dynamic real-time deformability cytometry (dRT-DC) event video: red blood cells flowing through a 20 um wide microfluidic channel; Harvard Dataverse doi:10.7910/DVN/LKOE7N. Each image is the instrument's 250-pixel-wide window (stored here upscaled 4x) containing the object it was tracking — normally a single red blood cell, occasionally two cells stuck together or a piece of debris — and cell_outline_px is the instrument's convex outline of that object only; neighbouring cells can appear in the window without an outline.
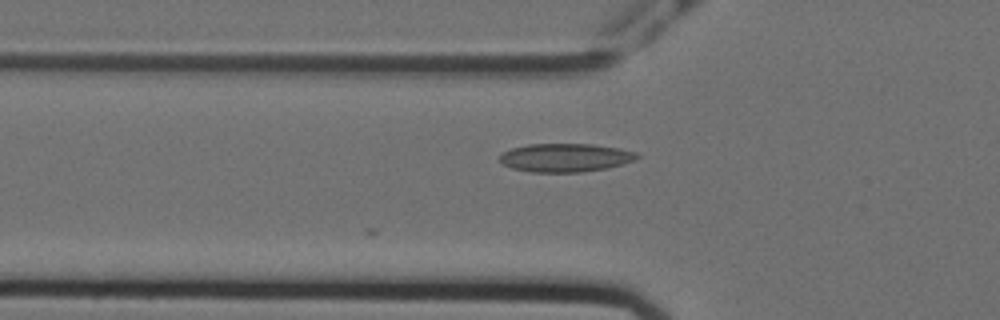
{"species": "Egyptian fruit bat (a non-hibernating species)", "species_latin": "Rousettus aegyptiacus", "temperature_condition": "cold", "stored_images_in_passage": 3, "camera_frame_rate_fps": 3000, "um_per_image_px": 0.085, "animal": {"sex": "female"}, "frame": {"image": 1, "passage_image": 3, "time_ms": 0.667, "image_size_px": [1000, 320], "cell_outline_px": [[640, 156], [632, 160], [608, 168], [580, 172], [532, 172], [512, 168], [504, 164], [500, 160], [500, 156], [504, 152], [512, 148], [528, 144], [592, 144], [620, 148], [636, 152]], "centroid_in_image_um": [48.06, 13.39], "position_along_channel_um": 77.7, "area_um2": 22.54}}